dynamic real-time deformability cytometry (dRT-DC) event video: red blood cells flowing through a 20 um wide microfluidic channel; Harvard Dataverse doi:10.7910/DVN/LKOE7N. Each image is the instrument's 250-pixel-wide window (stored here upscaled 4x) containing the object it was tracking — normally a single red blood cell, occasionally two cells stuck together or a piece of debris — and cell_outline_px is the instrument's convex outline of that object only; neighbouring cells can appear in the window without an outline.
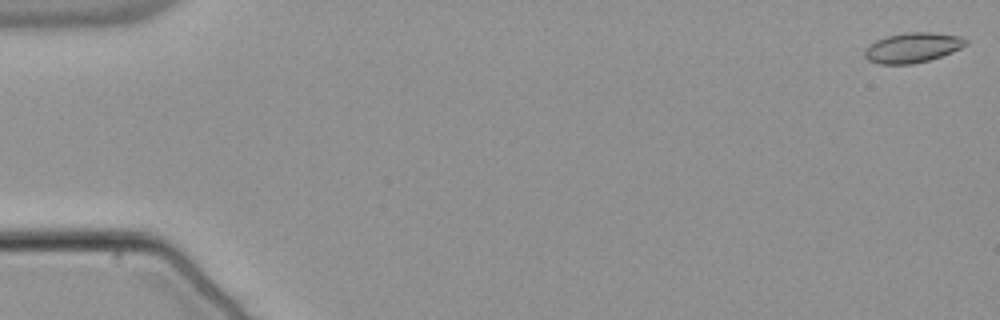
{"species": "common noctule bat (a hibernating species)", "species_latin": "Nyctalus noctula", "temperature_condition": "warm", "stored_images_in_passage": 10, "camera_frame_rate_fps": 3000, "um_per_image_px": 0.085, "animal": {"sex": "male", "body_mass_g": 21.5, "forearm_length_mm": 52.0}, "frame": {"image": 1, "passage_image": 1, "time_ms": 0.0, "image_size_px": [1000, 320], "cell_outline_px": [[968, 44], [952, 52], [928, 60], [912, 64], [880, 64], [868, 60], [864, 56], [864, 52], [868, 44], [876, 40], [888, 36], [908, 32], [932, 32], [960, 36], [968, 40]], "centroid_in_image_um": [77.56, 4.04], "position_along_channel_um": 7.4, "area_um2": 17.63}}